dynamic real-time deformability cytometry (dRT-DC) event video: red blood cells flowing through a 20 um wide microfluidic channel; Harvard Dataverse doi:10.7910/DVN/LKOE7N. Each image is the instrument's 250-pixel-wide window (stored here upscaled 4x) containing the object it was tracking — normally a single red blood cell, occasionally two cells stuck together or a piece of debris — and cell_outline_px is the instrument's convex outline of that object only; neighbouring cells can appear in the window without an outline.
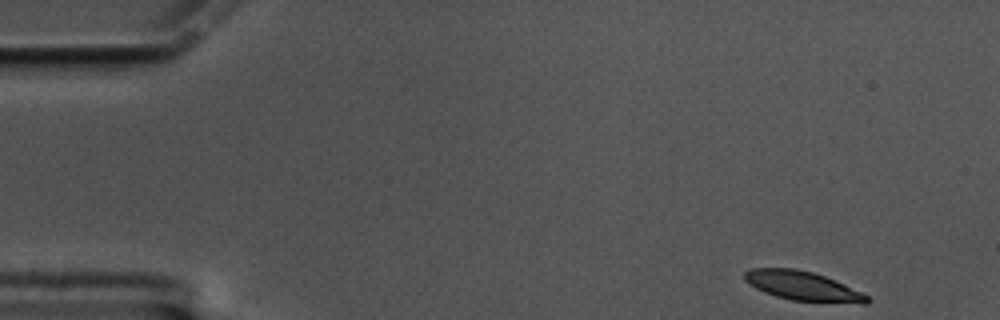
{"species": "common noctule bat (a hibernating species)", "species_latin": "Nyctalus noctula", "temperature_condition": "cold", "stored_images_in_passage": 55, "camera_frame_rate_fps": 3000, "um_per_image_px": 0.085, "animal": {"sex": "male", "body_mass_g": 17.5, "forearm_length_mm": 52.3}, "frame": {"image": 1, "passage_image": 1, "time_ms": 0.0, "image_size_px": [1000, 320], "cell_outline_px": [[872, 300], [868, 304], [860, 304], [792, 300], [776, 296], [764, 292], [748, 284], [744, 280], [744, 272], [752, 268], [796, 268], [812, 272], [824, 276], [844, 284], [868, 296]], "centroid_in_image_um": [68.24, 24.31], "position_along_channel_um": 16.8, "area_um2": 20.92}}
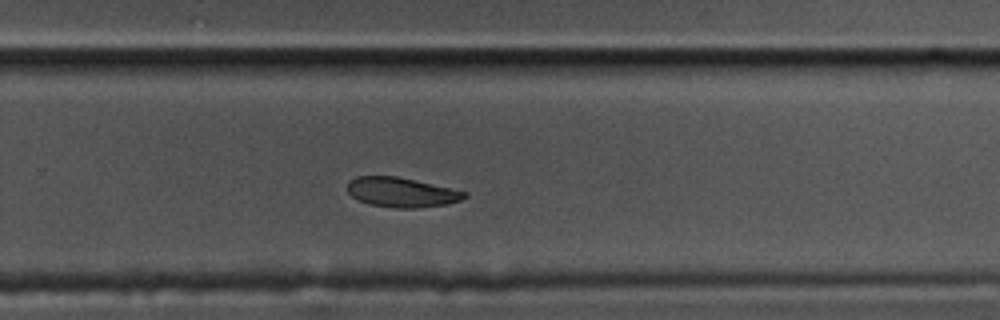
{"frame": {"image": 2, "passage_image": 35, "time_ms": 11.333, "image_size_px": [1000, 320], "cell_outline_px": [[468, 196], [460, 200], [448, 204], [416, 208], [396, 208], [368, 204], [352, 196], [348, 192], [348, 180], [356, 176], [396, 176], [452, 188], [468, 192]], "centroid_in_image_um": [34.14, 16.34], "position_along_channel_um": 295.7, "area_um2": 20.29}}
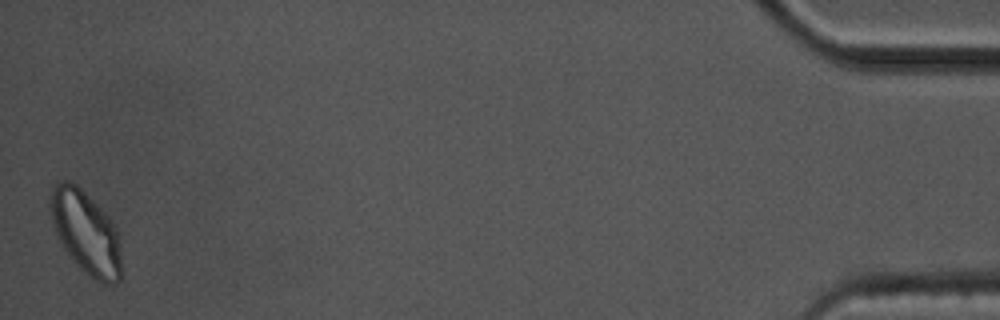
{"frame": {"image": 3, "passage_image": 55, "time_ms": 18.0, "image_size_px": [1000, 320], "cell_outline_px": [[120, 280], [116, 284], [104, 284], [96, 280], [80, 268], [76, 264], [60, 244], [56, 236], [52, 224], [48, 208], [48, 200], [52, 184], [64, 180], [68, 180], [76, 184], [112, 220], [120, 236]], "centroid_in_image_um": [7.25, 19.73], "position_along_channel_um": 427.9, "area_um2": 34.85}, "authors_computed_cell_mechanics": {"area_um2": 21.9062, "velocity_mm_per_s": 3.3639, "shape_relaxation_time_tau1_ms": 2.8262, "shape_relaxation_time_tau2_ms": null, "deformation_change_tau1": 0.1153, "deformation_change_tau2": null}}